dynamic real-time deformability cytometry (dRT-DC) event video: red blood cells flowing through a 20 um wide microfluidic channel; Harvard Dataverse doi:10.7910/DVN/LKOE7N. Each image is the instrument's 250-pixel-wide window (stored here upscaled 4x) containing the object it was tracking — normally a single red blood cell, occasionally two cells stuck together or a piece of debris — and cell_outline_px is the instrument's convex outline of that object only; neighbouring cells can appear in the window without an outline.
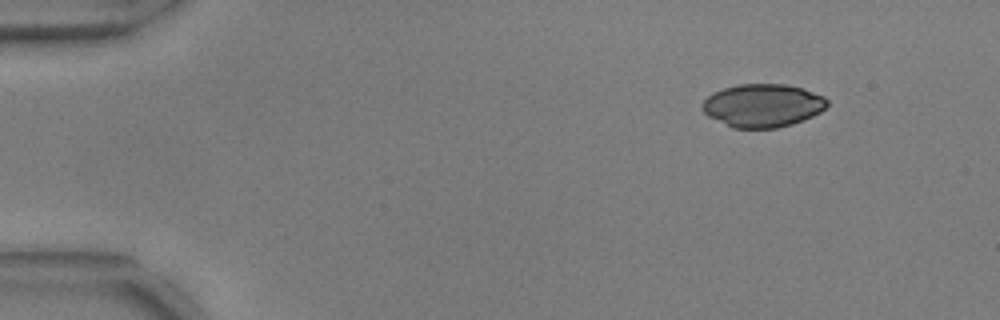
{"species": "common noctule bat (a hibernating species)", "species_latin": "Nyctalus noctula", "temperature_condition": "warm", "stored_images_in_passage": 49, "camera_frame_rate_fps": 3000, "um_per_image_px": 0.085, "animal": {"sex": "male", "body_mass_g": 17.9, "forearm_length_mm": 54.2}, "frame": {"image": 1, "passage_image": 1, "time_ms": 0.0, "image_size_px": [1000, 320], "cell_outline_px": [[828, 104], [820, 112], [804, 120], [792, 124], [776, 128], [732, 128], [708, 116], [700, 108], [700, 104], [712, 92], [724, 88], [740, 84], [784, 84], [804, 88], [824, 96], [828, 100]], "centroid_in_image_um": [64.82, 8.96], "position_along_channel_um": 20.2, "area_um2": 31.62}}
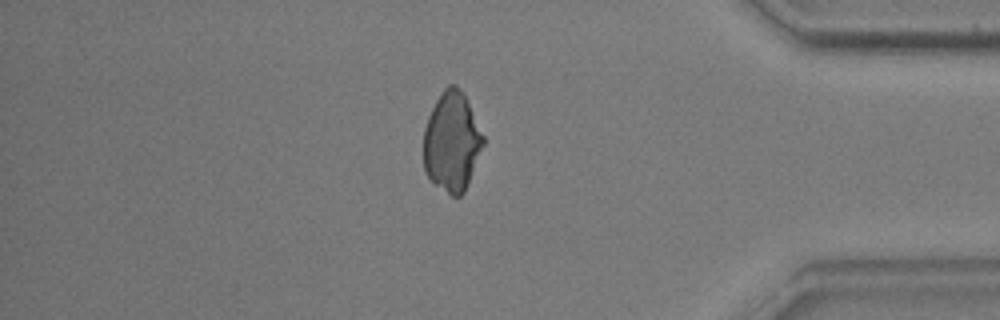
{"frame": {"image": 2, "passage_image": 41, "time_ms": 13.333, "image_size_px": [1000, 320], "cell_outline_px": [[484, 144], [468, 184], [464, 192], [460, 196], [452, 196], [436, 184], [424, 172], [424, 128], [428, 116], [436, 100], [444, 88], [448, 84], [456, 84], [464, 96], [484, 136]], "centroid_in_image_um": [38.4, 12.05], "position_along_channel_um": 396.8, "area_um2": 34.22}}
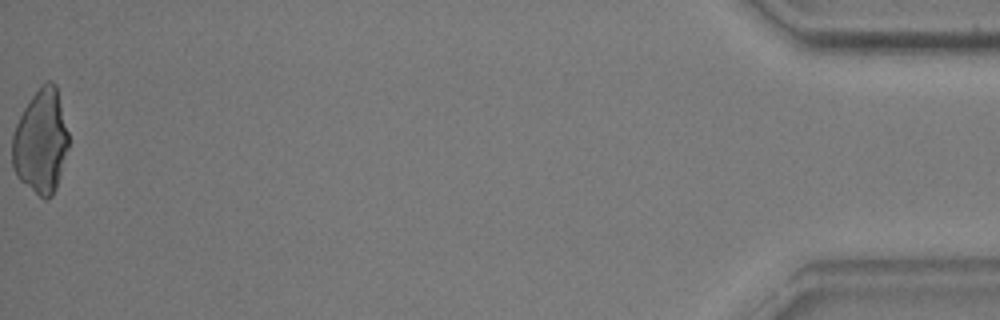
{"frame": {"image": 3, "passage_image": 49, "time_ms": 16.0, "image_size_px": [1000, 320], "cell_outline_px": [[68, 148], [56, 188], [52, 196], [48, 200], [44, 200], [20, 180], [16, 176], [12, 168], [12, 132], [24, 108], [40, 84], [48, 80], [52, 80], [56, 84], [68, 132]], "centroid_in_image_um": [3.46, 12.02], "position_along_channel_um": 431.7, "area_um2": 34.39}}